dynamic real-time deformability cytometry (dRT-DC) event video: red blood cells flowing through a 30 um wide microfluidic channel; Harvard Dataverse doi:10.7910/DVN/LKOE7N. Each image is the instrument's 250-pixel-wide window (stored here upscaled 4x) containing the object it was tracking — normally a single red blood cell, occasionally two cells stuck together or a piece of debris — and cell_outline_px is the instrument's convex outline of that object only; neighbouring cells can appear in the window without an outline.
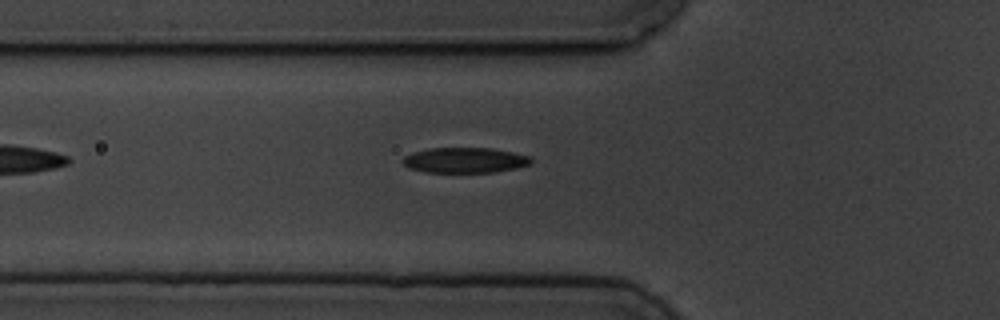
{"species": "common noctule bat (a hibernating species)", "species_latin": "Nyctalus noctula", "temperature_condition": "cold", "stored_images_in_passage": 5, "camera_frame_rate_fps": 3000, "um_per_image_px": 0.085, "animal": {"sex": "male", "body_mass_g": 19.5, "forearm_length_mm": 54.6}, "frame": {"image": 1, "passage_image": 5, "time_ms": 5.667, "image_size_px": [1000, 320], "cell_outline_px": [[532, 160], [528, 164], [516, 168], [492, 172], [424, 172], [408, 168], [400, 160], [404, 156], [412, 152], [428, 148], [492, 148], [532, 156]], "centroid_in_image_um": [39.47, 13.61], "position_along_channel_um": 86.3, "area_um2": 19.02}}